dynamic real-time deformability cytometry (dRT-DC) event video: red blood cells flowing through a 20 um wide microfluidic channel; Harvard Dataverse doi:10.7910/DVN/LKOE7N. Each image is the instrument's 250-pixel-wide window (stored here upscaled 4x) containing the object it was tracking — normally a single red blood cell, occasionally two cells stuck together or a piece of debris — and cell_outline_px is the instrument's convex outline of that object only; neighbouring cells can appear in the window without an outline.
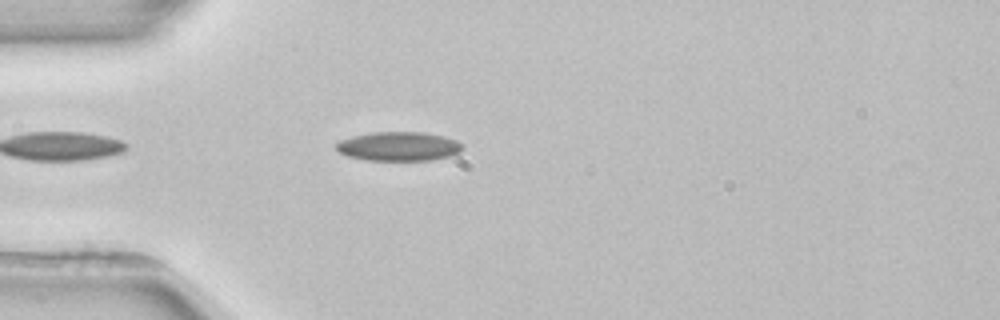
{"species": "common noctule bat (a hibernating species)", "species_latin": "Nyctalus noctula", "temperature_condition": "room temperature", "stored_images_in_passage": 2, "camera_frame_rate_fps": 3000, "um_per_image_px": 0.085, "animal": {"sex": "female", "body_mass_g": 22.7, "forearm_length_mm": 54.2}, "frame": {"image": 1, "passage_image": 2, "time_ms": 1.333, "image_size_px": [1000, 320], "cell_outline_px": [[460, 152], [452, 156], [432, 160], [368, 160], [348, 156], [336, 152], [336, 144], [340, 140], [352, 136], [372, 132], [424, 132], [444, 136], [456, 140], [460, 144]], "centroid_in_image_um": [33.86, 12.44], "position_along_channel_um": 51.1, "area_um2": 21.44}}